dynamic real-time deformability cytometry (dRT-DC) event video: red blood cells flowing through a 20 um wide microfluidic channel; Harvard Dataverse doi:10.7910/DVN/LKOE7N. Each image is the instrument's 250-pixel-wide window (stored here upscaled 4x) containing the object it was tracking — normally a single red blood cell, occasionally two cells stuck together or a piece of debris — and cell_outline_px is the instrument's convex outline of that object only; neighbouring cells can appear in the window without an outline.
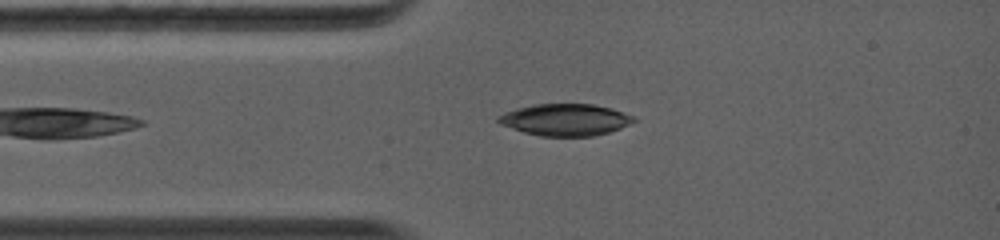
{"species": "common noctule bat (a hibernating species)", "species_latin": "Nyctalus noctula", "temperature_condition": "warm", "stored_images_in_passage": 25, "camera_frame_rate_fps": 5000, "um_per_image_px": 0.085, "animal": {"sex": "female", "body_mass_g": 19.0, "forearm_length_mm": 56.7}, "frame": {"image": 1, "passage_image": 1, "time_ms": 0.0, "image_size_px": [1000, 240], "cell_outline_px": [[636, 120], [620, 128], [608, 132], [592, 136], [540, 136], [524, 132], [500, 124], [496, 120], [496, 116], [504, 112], [516, 108], [532, 104], [592, 104], [612, 108], [636, 116]], "centroid_in_image_um": [48.03, 10.17], "position_along_channel_um": 37.0, "area_um2": 25.2}}
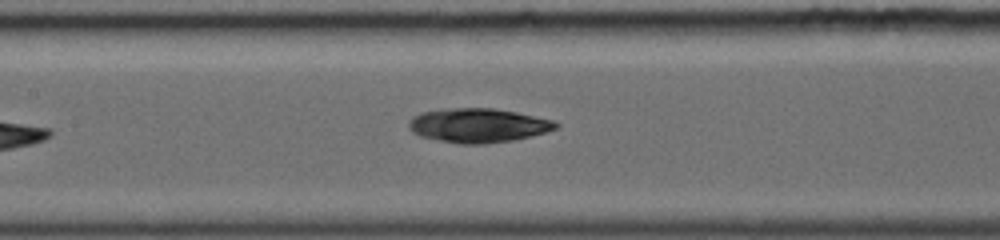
{"frame": {"image": 2, "passage_image": 9, "time_ms": 2.0, "image_size_px": [1000, 240], "cell_outline_px": [[560, 124], [556, 128], [544, 132], [516, 140], [484, 144], [460, 144], [420, 136], [412, 132], [408, 128], [408, 120], [412, 116], [424, 112], [448, 108], [492, 108], [516, 112], [556, 120]], "centroid_in_image_um": [40.64, 10.66], "position_along_channel_um": 166.8, "area_um2": 29.36}}
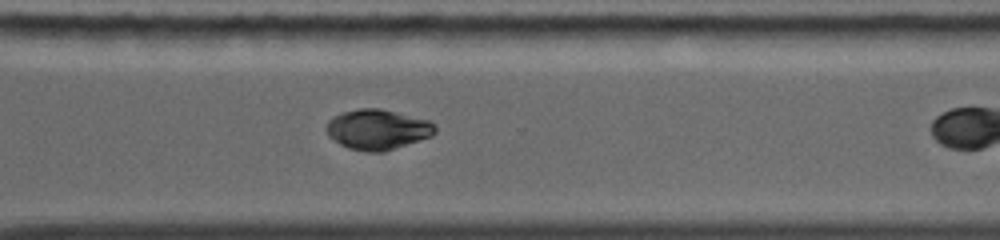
{"frame": {"image": 3, "passage_image": 24, "time_ms": 6.0, "image_size_px": [1000, 240], "cell_outline_px": [[436, 132], [432, 136], [384, 152], [368, 152], [348, 148], [332, 140], [328, 136], [328, 120], [332, 116], [344, 112], [360, 108], [380, 108], [428, 120], [436, 124]], "centroid_in_image_um": [32.1, 11.01], "position_along_channel_um": 338.5, "area_um2": 25.49}}